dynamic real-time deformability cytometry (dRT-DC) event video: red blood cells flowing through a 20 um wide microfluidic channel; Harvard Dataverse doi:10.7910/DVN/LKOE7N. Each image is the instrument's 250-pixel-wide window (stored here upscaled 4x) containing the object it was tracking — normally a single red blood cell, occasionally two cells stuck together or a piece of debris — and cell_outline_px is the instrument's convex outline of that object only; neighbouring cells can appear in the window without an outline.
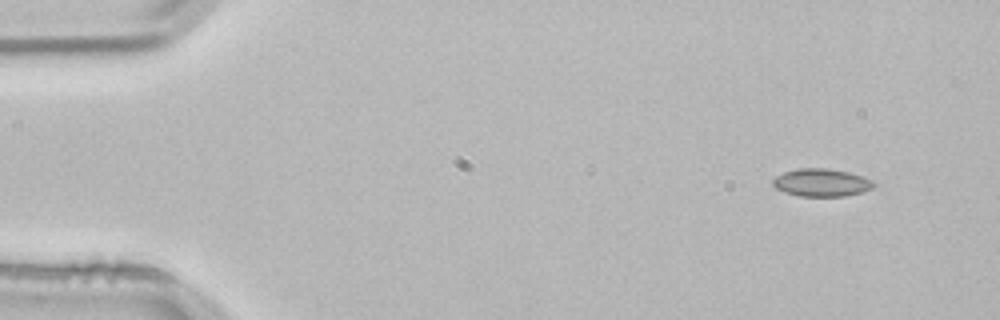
{"species": "common noctule bat (a hibernating species)", "species_latin": "Nyctalus noctula", "temperature_condition": "room temperature", "stored_images_in_passage": 3, "camera_frame_rate_fps": 3000, "um_per_image_px": 0.085, "animal": {"sex": "male", "body_mass_g": 21.5, "forearm_length_mm": 52.0}, "frame": {"image": 1, "passage_image": 1, "time_ms": 0.0, "image_size_px": [1000, 320], "cell_outline_px": [[876, 184], [872, 188], [860, 192], [844, 196], [800, 196], [784, 192], [776, 188], [772, 184], [772, 180], [776, 176], [784, 172], [800, 168], [828, 168], [848, 172], [864, 176], [872, 180]], "centroid_in_image_um": [69.82, 15.51], "position_along_channel_um": 15.2, "area_um2": 16.3}}
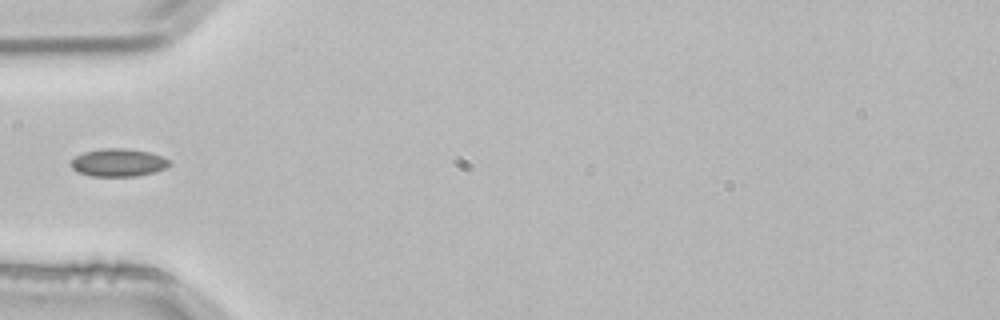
{"frame": {"image": 2, "passage_image": 3, "time_ms": 0.667, "image_size_px": [1000, 320], "cell_outline_px": [[172, 164], [164, 168], [152, 172], [136, 176], [92, 176], [80, 172], [72, 168], [72, 160], [76, 156], [84, 152], [104, 148], [124, 148], [148, 152], [172, 160]], "centroid_in_image_um": [10.08, 13.81], "position_along_channel_um": 74.9, "area_um2": 15.72}}